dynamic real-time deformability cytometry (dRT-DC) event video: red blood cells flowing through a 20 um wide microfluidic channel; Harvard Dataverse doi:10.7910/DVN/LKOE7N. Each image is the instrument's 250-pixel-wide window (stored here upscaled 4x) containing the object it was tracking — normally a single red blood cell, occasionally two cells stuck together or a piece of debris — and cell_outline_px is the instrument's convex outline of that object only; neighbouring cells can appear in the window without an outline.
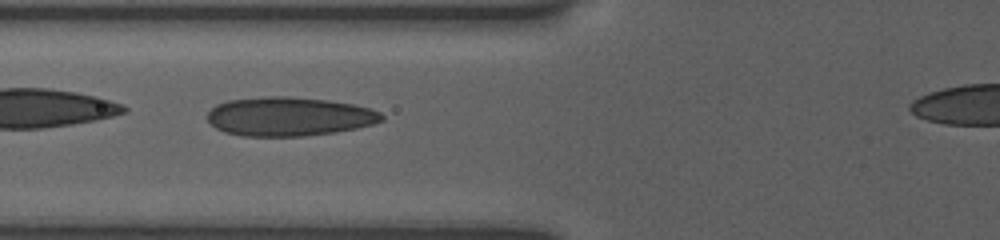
{"species": "human", "species_latin": "Homo sapiens", "temperature_condition": "room temperature", "stored_images_in_passage": 7, "camera_frame_rate_fps": 3000, "um_per_image_px": 0.085, "donor": {"sex": "female"}, "frame": {"image": 1, "passage_image": 4, "time_ms": 2.0, "image_size_px": [1000, 240], "cell_outline_px": [[384, 120], [372, 124], [356, 128], [336, 132], [300, 136], [240, 136], [224, 132], [216, 128], [208, 120], [208, 112], [216, 104], [228, 100], [268, 96], [288, 96], [328, 100], [356, 104], [380, 112], [384, 116]], "centroid_in_image_um": [24.57, 9.9], "position_along_channel_um": 101.2, "area_um2": 39.65}}
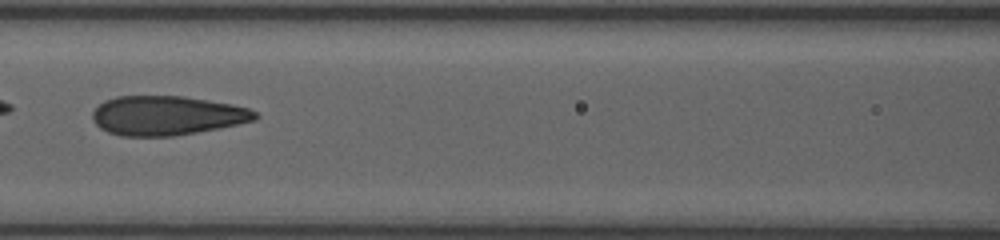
{"frame": {"image": 2, "passage_image": 6, "time_ms": 3.333, "image_size_px": [1000, 240], "cell_outline_px": [[260, 116], [256, 120], [240, 124], [196, 132], [172, 136], [120, 136], [108, 132], [100, 128], [92, 120], [92, 112], [104, 100], [116, 96], [184, 96], [232, 104], [248, 108], [256, 112]], "centroid_in_image_um": [14.18, 9.82], "position_along_channel_um": 152.4, "area_um2": 37.4}}